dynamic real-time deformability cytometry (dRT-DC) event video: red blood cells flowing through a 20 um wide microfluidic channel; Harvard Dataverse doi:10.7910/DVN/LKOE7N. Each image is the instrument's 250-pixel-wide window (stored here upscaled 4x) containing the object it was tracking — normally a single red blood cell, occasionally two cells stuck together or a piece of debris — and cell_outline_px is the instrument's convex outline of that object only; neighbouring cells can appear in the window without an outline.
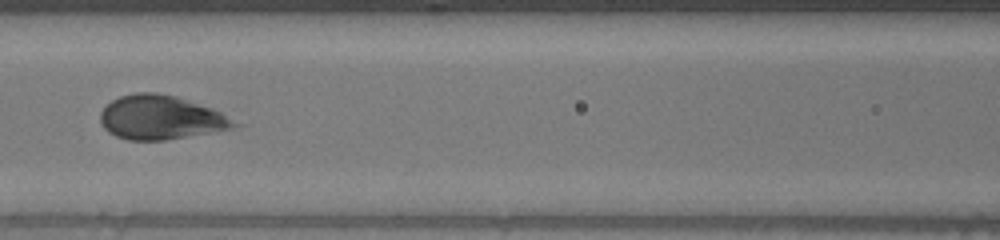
{"species": "human", "species_latin": "Homo sapiens", "temperature_condition": "warm", "stored_images_in_passage": 53, "segment_of_instrument_passage": [2, 2], "camera_frame_rate_fps": 3000, "um_per_image_px": 0.085, "donor": {"sex": "male"}, "frame": {"image": 1, "passage_image": 22, "time_ms": 7.0, "image_size_px": [1000, 240], "cell_outline_px": [[244, 124], [232, 128], [212, 132], [164, 140], [128, 140], [116, 136], [108, 132], [104, 128], [100, 120], [100, 112], [112, 100], [120, 96], [136, 92], [156, 92], [176, 96], [212, 108]], "centroid_in_image_um": [13.68, 9.98], "position_along_channel_um": 152.9, "area_um2": 34.39}}
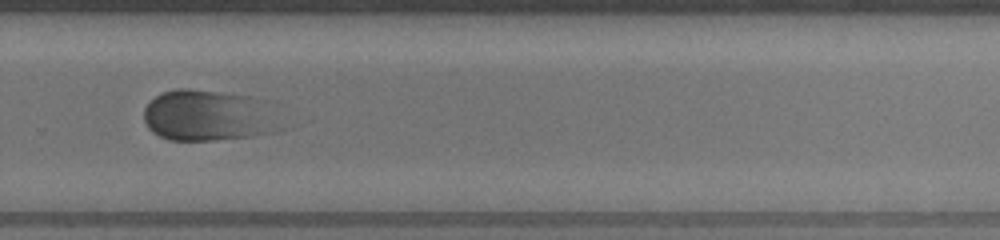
{"frame": {"image": 2, "passage_image": 35, "time_ms": 11.333, "image_size_px": [1000, 240], "cell_outline_px": [[292, 128], [276, 132], [256, 136], [216, 140], [168, 140], [152, 132], [148, 128], [144, 120], [144, 108], [160, 92], [176, 88], [188, 88], [252, 96], [260, 100]], "centroid_in_image_um": [17.8, 9.84], "position_along_channel_um": 312.0, "area_um2": 41.73}}
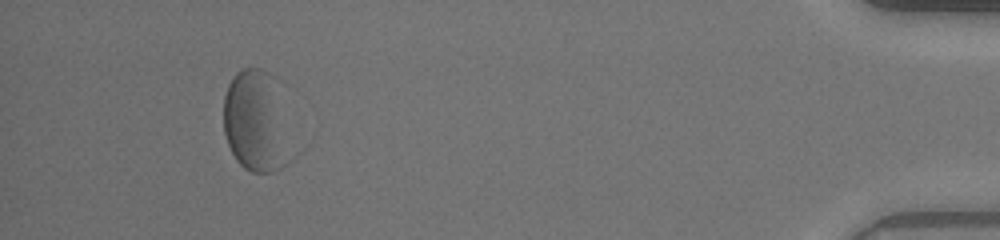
{"frame": {"image": 3, "passage_image": 49, "time_ms": 16.0, "image_size_px": [1000, 240], "cell_outline_px": [[288, 160], [280, 168], [272, 172], [252, 172], [244, 168], [236, 160], [228, 144], [224, 132], [224, 96], [228, 84], [232, 76], [236, 72], [244, 68], [260, 68], [276, 76]], "centroid_in_image_um": [21.67, 10.27], "position_along_channel_um": 413.5, "area_um2": 38.73}}